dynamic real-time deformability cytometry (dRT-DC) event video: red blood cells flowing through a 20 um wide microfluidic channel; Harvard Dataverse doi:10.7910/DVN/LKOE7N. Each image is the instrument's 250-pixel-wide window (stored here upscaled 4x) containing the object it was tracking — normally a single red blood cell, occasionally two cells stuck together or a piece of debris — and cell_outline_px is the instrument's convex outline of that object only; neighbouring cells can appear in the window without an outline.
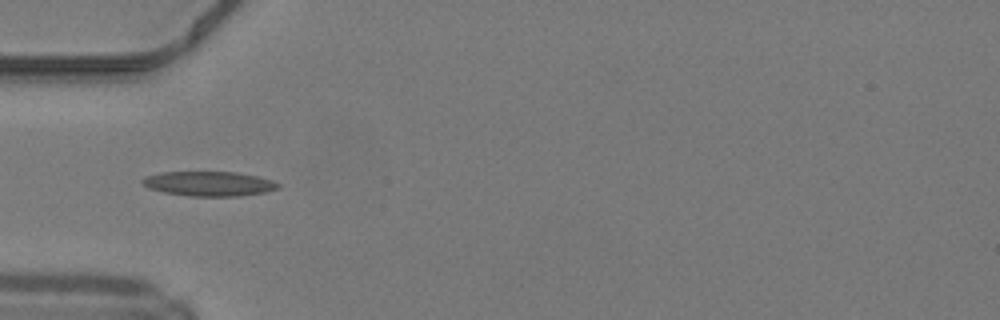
{"species": "common noctule bat (a hibernating species)", "species_latin": "Nyctalus noctula", "temperature_condition": "warm", "stored_images_in_passage": 21, "camera_frame_rate_fps": 3000, "um_per_image_px": 0.085, "animal": {"sex": "male", "body_mass_g": 19.2, "forearm_length_mm": 51.8}, "frame": {"image": 1, "passage_image": 1, "time_ms": 0.0, "image_size_px": [1000, 320], "cell_outline_px": [[280, 188], [268, 192], [240, 196], [188, 196], [164, 192], [148, 188], [140, 180], [144, 176], [160, 172], [236, 172], [256, 176], [272, 180], [280, 184]], "centroid_in_image_um": [17.77, 15.62], "position_along_channel_um": 67.2, "area_um2": 19.65}}